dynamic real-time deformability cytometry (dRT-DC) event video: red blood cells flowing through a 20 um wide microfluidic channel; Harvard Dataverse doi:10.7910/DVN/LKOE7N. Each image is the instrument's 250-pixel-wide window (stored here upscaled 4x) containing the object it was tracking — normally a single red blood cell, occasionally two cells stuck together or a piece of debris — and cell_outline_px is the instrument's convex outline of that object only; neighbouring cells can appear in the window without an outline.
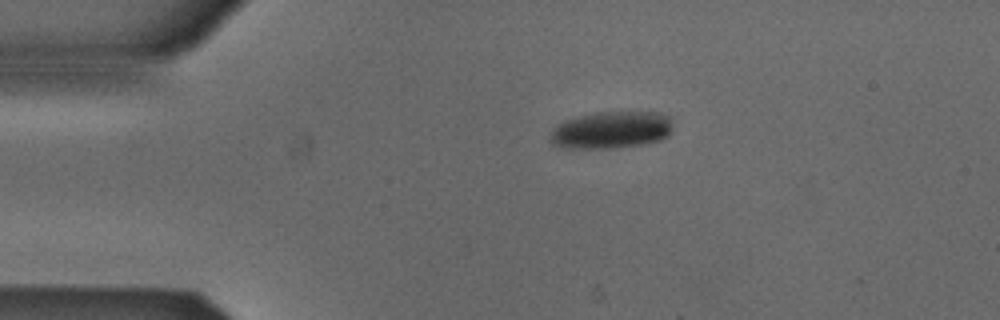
{"species": "Egyptian fruit bat (a non-hibernating species)", "species_latin": "Rousettus aegyptiacus", "temperature_condition": "cold", "stored_images_in_passage": 2, "camera_frame_rate_fps": 3000, "um_per_image_px": 0.085, "animal": {"sex": "male"}, "frame": {"image": 1, "passage_image": 1, "time_ms": 0.0, "image_size_px": [1000, 320], "cell_outline_px": [[672, 128], [668, 136], [660, 140], [640, 144], [616, 148], [564, 148], [552, 144], [548, 140], [552, 128], [556, 124], [564, 120], [596, 112], [660, 112], [672, 116]], "centroid_in_image_um": [51.94, 11.04], "position_along_channel_um": 33.1, "area_um2": 26.93}}